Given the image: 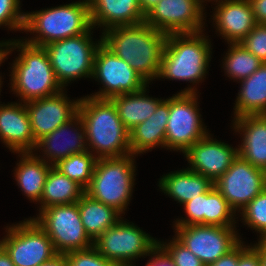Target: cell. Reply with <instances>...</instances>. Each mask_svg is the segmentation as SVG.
<instances>
[{"label": "cell", "instance_id": "1", "mask_svg": "<svg viewBox=\"0 0 266 266\" xmlns=\"http://www.w3.org/2000/svg\"><path fill=\"white\" fill-rule=\"evenodd\" d=\"M102 43L148 83L158 78L167 34L144 23L116 26L102 32Z\"/></svg>", "mask_w": 266, "mask_h": 266}, {"label": "cell", "instance_id": "2", "mask_svg": "<svg viewBox=\"0 0 266 266\" xmlns=\"http://www.w3.org/2000/svg\"><path fill=\"white\" fill-rule=\"evenodd\" d=\"M78 114L86 129V142L100 158H118L132 154L129 131L110 99L80 98Z\"/></svg>", "mask_w": 266, "mask_h": 266}, {"label": "cell", "instance_id": "3", "mask_svg": "<svg viewBox=\"0 0 266 266\" xmlns=\"http://www.w3.org/2000/svg\"><path fill=\"white\" fill-rule=\"evenodd\" d=\"M12 49H19L20 53L11 66L10 88L21 97L23 103L63 91L44 47L19 39L8 40L5 58Z\"/></svg>", "mask_w": 266, "mask_h": 266}, {"label": "cell", "instance_id": "4", "mask_svg": "<svg viewBox=\"0 0 266 266\" xmlns=\"http://www.w3.org/2000/svg\"><path fill=\"white\" fill-rule=\"evenodd\" d=\"M202 32L167 35L159 79L189 81L193 85L202 82L212 54L210 40Z\"/></svg>", "mask_w": 266, "mask_h": 266}, {"label": "cell", "instance_id": "5", "mask_svg": "<svg viewBox=\"0 0 266 266\" xmlns=\"http://www.w3.org/2000/svg\"><path fill=\"white\" fill-rule=\"evenodd\" d=\"M88 0L72 2L58 7L25 13L24 32L37 36L24 39L35 46L82 35L92 28Z\"/></svg>", "mask_w": 266, "mask_h": 266}, {"label": "cell", "instance_id": "6", "mask_svg": "<svg viewBox=\"0 0 266 266\" xmlns=\"http://www.w3.org/2000/svg\"><path fill=\"white\" fill-rule=\"evenodd\" d=\"M134 154L118 158L97 159L90 185L85 193L121 214L132 197L135 181Z\"/></svg>", "mask_w": 266, "mask_h": 266}, {"label": "cell", "instance_id": "7", "mask_svg": "<svg viewBox=\"0 0 266 266\" xmlns=\"http://www.w3.org/2000/svg\"><path fill=\"white\" fill-rule=\"evenodd\" d=\"M92 29L94 28L92 27L82 35L54 41L43 46L56 78L63 88L78 78H92L95 54L102 43V38L97 41L98 43L92 41Z\"/></svg>", "mask_w": 266, "mask_h": 266}, {"label": "cell", "instance_id": "8", "mask_svg": "<svg viewBox=\"0 0 266 266\" xmlns=\"http://www.w3.org/2000/svg\"><path fill=\"white\" fill-rule=\"evenodd\" d=\"M197 100V89L191 86L169 98L166 149L185 153L194 143L208 134L200 118Z\"/></svg>", "mask_w": 266, "mask_h": 266}, {"label": "cell", "instance_id": "9", "mask_svg": "<svg viewBox=\"0 0 266 266\" xmlns=\"http://www.w3.org/2000/svg\"><path fill=\"white\" fill-rule=\"evenodd\" d=\"M33 219L49 236L57 253L94 246L82 224L77 203L49 206Z\"/></svg>", "mask_w": 266, "mask_h": 266}, {"label": "cell", "instance_id": "10", "mask_svg": "<svg viewBox=\"0 0 266 266\" xmlns=\"http://www.w3.org/2000/svg\"><path fill=\"white\" fill-rule=\"evenodd\" d=\"M130 223L120 219L94 241L98 252L117 266H133L132 261L150 256L159 246V240Z\"/></svg>", "mask_w": 266, "mask_h": 266}, {"label": "cell", "instance_id": "11", "mask_svg": "<svg viewBox=\"0 0 266 266\" xmlns=\"http://www.w3.org/2000/svg\"><path fill=\"white\" fill-rule=\"evenodd\" d=\"M6 230L0 246L15 266H38L57 254L49 236L31 217Z\"/></svg>", "mask_w": 266, "mask_h": 266}, {"label": "cell", "instance_id": "12", "mask_svg": "<svg viewBox=\"0 0 266 266\" xmlns=\"http://www.w3.org/2000/svg\"><path fill=\"white\" fill-rule=\"evenodd\" d=\"M93 79L102 83L100 91L91 97L111 99L114 96L140 91L149 83L132 67L115 55L103 43L94 58Z\"/></svg>", "mask_w": 266, "mask_h": 266}, {"label": "cell", "instance_id": "13", "mask_svg": "<svg viewBox=\"0 0 266 266\" xmlns=\"http://www.w3.org/2000/svg\"><path fill=\"white\" fill-rule=\"evenodd\" d=\"M174 227L175 237L206 266L228 254L242 241L236 227L200 224Z\"/></svg>", "mask_w": 266, "mask_h": 266}, {"label": "cell", "instance_id": "14", "mask_svg": "<svg viewBox=\"0 0 266 266\" xmlns=\"http://www.w3.org/2000/svg\"><path fill=\"white\" fill-rule=\"evenodd\" d=\"M214 185L234 211L239 212L266 188L264 170L238 155Z\"/></svg>", "mask_w": 266, "mask_h": 266}, {"label": "cell", "instance_id": "15", "mask_svg": "<svg viewBox=\"0 0 266 266\" xmlns=\"http://www.w3.org/2000/svg\"><path fill=\"white\" fill-rule=\"evenodd\" d=\"M204 9L198 0H161L144 22L167 35L199 32L205 24Z\"/></svg>", "mask_w": 266, "mask_h": 266}, {"label": "cell", "instance_id": "16", "mask_svg": "<svg viewBox=\"0 0 266 266\" xmlns=\"http://www.w3.org/2000/svg\"><path fill=\"white\" fill-rule=\"evenodd\" d=\"M79 100H69L63 90L50 97L25 102L35 141L73 119L78 114Z\"/></svg>", "mask_w": 266, "mask_h": 266}, {"label": "cell", "instance_id": "17", "mask_svg": "<svg viewBox=\"0 0 266 266\" xmlns=\"http://www.w3.org/2000/svg\"><path fill=\"white\" fill-rule=\"evenodd\" d=\"M237 156L238 148L213 140L209 133L184 153V157L191 166L187 168L210 178L213 182L229 169Z\"/></svg>", "mask_w": 266, "mask_h": 266}, {"label": "cell", "instance_id": "18", "mask_svg": "<svg viewBox=\"0 0 266 266\" xmlns=\"http://www.w3.org/2000/svg\"><path fill=\"white\" fill-rule=\"evenodd\" d=\"M38 149L44 152L45 157L41 158L51 166L73 154L90 151L86 142V129L79 114L39 139L34 151Z\"/></svg>", "mask_w": 266, "mask_h": 266}, {"label": "cell", "instance_id": "19", "mask_svg": "<svg viewBox=\"0 0 266 266\" xmlns=\"http://www.w3.org/2000/svg\"><path fill=\"white\" fill-rule=\"evenodd\" d=\"M20 103L0 104V140L17 154L33 152L37 144L25 103Z\"/></svg>", "mask_w": 266, "mask_h": 266}, {"label": "cell", "instance_id": "20", "mask_svg": "<svg viewBox=\"0 0 266 266\" xmlns=\"http://www.w3.org/2000/svg\"><path fill=\"white\" fill-rule=\"evenodd\" d=\"M214 9L215 28L228 44L240 43L257 24L248 0H224Z\"/></svg>", "mask_w": 266, "mask_h": 266}, {"label": "cell", "instance_id": "21", "mask_svg": "<svg viewBox=\"0 0 266 266\" xmlns=\"http://www.w3.org/2000/svg\"><path fill=\"white\" fill-rule=\"evenodd\" d=\"M234 131L242 134L238 155L255 167L266 169V114L243 115L233 120Z\"/></svg>", "mask_w": 266, "mask_h": 266}, {"label": "cell", "instance_id": "22", "mask_svg": "<svg viewBox=\"0 0 266 266\" xmlns=\"http://www.w3.org/2000/svg\"><path fill=\"white\" fill-rule=\"evenodd\" d=\"M93 28L103 27V32L116 26L144 23L138 0H88Z\"/></svg>", "mask_w": 266, "mask_h": 266}, {"label": "cell", "instance_id": "23", "mask_svg": "<svg viewBox=\"0 0 266 266\" xmlns=\"http://www.w3.org/2000/svg\"><path fill=\"white\" fill-rule=\"evenodd\" d=\"M169 119V98L164 99L156 111L130 132V150L135 156L156 146L165 147L166 126Z\"/></svg>", "mask_w": 266, "mask_h": 266}, {"label": "cell", "instance_id": "24", "mask_svg": "<svg viewBox=\"0 0 266 266\" xmlns=\"http://www.w3.org/2000/svg\"><path fill=\"white\" fill-rule=\"evenodd\" d=\"M158 186L164 194L183 205L196 196L208 192L214 186V182L186 168L164 175L160 178Z\"/></svg>", "mask_w": 266, "mask_h": 266}, {"label": "cell", "instance_id": "25", "mask_svg": "<svg viewBox=\"0 0 266 266\" xmlns=\"http://www.w3.org/2000/svg\"><path fill=\"white\" fill-rule=\"evenodd\" d=\"M19 154L21 159L14 170L15 180L28 199L39 202L47 174L52 166L33 152Z\"/></svg>", "mask_w": 266, "mask_h": 266}, {"label": "cell", "instance_id": "26", "mask_svg": "<svg viewBox=\"0 0 266 266\" xmlns=\"http://www.w3.org/2000/svg\"><path fill=\"white\" fill-rule=\"evenodd\" d=\"M146 87L140 91L117 95L110 99L116 106L118 116L129 132L138 124L146 121L164 100L146 95Z\"/></svg>", "mask_w": 266, "mask_h": 266}, {"label": "cell", "instance_id": "27", "mask_svg": "<svg viewBox=\"0 0 266 266\" xmlns=\"http://www.w3.org/2000/svg\"><path fill=\"white\" fill-rule=\"evenodd\" d=\"M240 83L241 89L235 101L234 118L266 114V63Z\"/></svg>", "mask_w": 266, "mask_h": 266}, {"label": "cell", "instance_id": "28", "mask_svg": "<svg viewBox=\"0 0 266 266\" xmlns=\"http://www.w3.org/2000/svg\"><path fill=\"white\" fill-rule=\"evenodd\" d=\"M77 204L84 229L93 241L122 219V214L115 208L91 198L86 193Z\"/></svg>", "mask_w": 266, "mask_h": 266}, {"label": "cell", "instance_id": "29", "mask_svg": "<svg viewBox=\"0 0 266 266\" xmlns=\"http://www.w3.org/2000/svg\"><path fill=\"white\" fill-rule=\"evenodd\" d=\"M84 193L85 189L81 185L52 166L47 174L39 201L41 204L39 210L52 205L77 203Z\"/></svg>", "mask_w": 266, "mask_h": 266}, {"label": "cell", "instance_id": "30", "mask_svg": "<svg viewBox=\"0 0 266 266\" xmlns=\"http://www.w3.org/2000/svg\"><path fill=\"white\" fill-rule=\"evenodd\" d=\"M229 51L223 58L225 74L236 81H242L253 74L263 62L246 50L240 43H229Z\"/></svg>", "mask_w": 266, "mask_h": 266}, {"label": "cell", "instance_id": "31", "mask_svg": "<svg viewBox=\"0 0 266 266\" xmlns=\"http://www.w3.org/2000/svg\"><path fill=\"white\" fill-rule=\"evenodd\" d=\"M96 161L95 153L84 151L59 161L54 167L86 189L90 185Z\"/></svg>", "mask_w": 266, "mask_h": 266}, {"label": "cell", "instance_id": "32", "mask_svg": "<svg viewBox=\"0 0 266 266\" xmlns=\"http://www.w3.org/2000/svg\"><path fill=\"white\" fill-rule=\"evenodd\" d=\"M236 212L215 185L207 192V207L204 225L236 227ZM234 225V226H233Z\"/></svg>", "mask_w": 266, "mask_h": 266}, {"label": "cell", "instance_id": "33", "mask_svg": "<svg viewBox=\"0 0 266 266\" xmlns=\"http://www.w3.org/2000/svg\"><path fill=\"white\" fill-rule=\"evenodd\" d=\"M240 211L244 225L260 234L259 241H266V188Z\"/></svg>", "mask_w": 266, "mask_h": 266}, {"label": "cell", "instance_id": "34", "mask_svg": "<svg viewBox=\"0 0 266 266\" xmlns=\"http://www.w3.org/2000/svg\"><path fill=\"white\" fill-rule=\"evenodd\" d=\"M159 246L172 259L176 266H206L176 237L172 238L168 244L159 241Z\"/></svg>", "mask_w": 266, "mask_h": 266}, {"label": "cell", "instance_id": "35", "mask_svg": "<svg viewBox=\"0 0 266 266\" xmlns=\"http://www.w3.org/2000/svg\"><path fill=\"white\" fill-rule=\"evenodd\" d=\"M20 4V0H0V26L24 30L25 12L20 11Z\"/></svg>", "mask_w": 266, "mask_h": 266}, {"label": "cell", "instance_id": "36", "mask_svg": "<svg viewBox=\"0 0 266 266\" xmlns=\"http://www.w3.org/2000/svg\"><path fill=\"white\" fill-rule=\"evenodd\" d=\"M66 257L67 266H117L101 255L94 246L68 252Z\"/></svg>", "mask_w": 266, "mask_h": 266}, {"label": "cell", "instance_id": "37", "mask_svg": "<svg viewBox=\"0 0 266 266\" xmlns=\"http://www.w3.org/2000/svg\"><path fill=\"white\" fill-rule=\"evenodd\" d=\"M187 218L176 220L174 226L204 225L207 207V192L183 204Z\"/></svg>", "mask_w": 266, "mask_h": 266}, {"label": "cell", "instance_id": "38", "mask_svg": "<svg viewBox=\"0 0 266 266\" xmlns=\"http://www.w3.org/2000/svg\"><path fill=\"white\" fill-rule=\"evenodd\" d=\"M240 44L263 63H266V24L257 23Z\"/></svg>", "mask_w": 266, "mask_h": 266}, {"label": "cell", "instance_id": "39", "mask_svg": "<svg viewBox=\"0 0 266 266\" xmlns=\"http://www.w3.org/2000/svg\"><path fill=\"white\" fill-rule=\"evenodd\" d=\"M238 266H260L259 241L253 246L238 244Z\"/></svg>", "mask_w": 266, "mask_h": 266}, {"label": "cell", "instance_id": "40", "mask_svg": "<svg viewBox=\"0 0 266 266\" xmlns=\"http://www.w3.org/2000/svg\"><path fill=\"white\" fill-rule=\"evenodd\" d=\"M146 266H176L166 252L158 246L151 254Z\"/></svg>", "mask_w": 266, "mask_h": 266}, {"label": "cell", "instance_id": "41", "mask_svg": "<svg viewBox=\"0 0 266 266\" xmlns=\"http://www.w3.org/2000/svg\"><path fill=\"white\" fill-rule=\"evenodd\" d=\"M256 23L266 24V0H248Z\"/></svg>", "mask_w": 266, "mask_h": 266}, {"label": "cell", "instance_id": "42", "mask_svg": "<svg viewBox=\"0 0 266 266\" xmlns=\"http://www.w3.org/2000/svg\"><path fill=\"white\" fill-rule=\"evenodd\" d=\"M208 266H238V245L228 254L222 256Z\"/></svg>", "mask_w": 266, "mask_h": 266}, {"label": "cell", "instance_id": "43", "mask_svg": "<svg viewBox=\"0 0 266 266\" xmlns=\"http://www.w3.org/2000/svg\"><path fill=\"white\" fill-rule=\"evenodd\" d=\"M38 266H67L66 253H57L51 259L39 264Z\"/></svg>", "mask_w": 266, "mask_h": 266}, {"label": "cell", "instance_id": "44", "mask_svg": "<svg viewBox=\"0 0 266 266\" xmlns=\"http://www.w3.org/2000/svg\"><path fill=\"white\" fill-rule=\"evenodd\" d=\"M142 13L146 16L161 0H138Z\"/></svg>", "mask_w": 266, "mask_h": 266}, {"label": "cell", "instance_id": "45", "mask_svg": "<svg viewBox=\"0 0 266 266\" xmlns=\"http://www.w3.org/2000/svg\"><path fill=\"white\" fill-rule=\"evenodd\" d=\"M0 266H15L7 252L0 246Z\"/></svg>", "mask_w": 266, "mask_h": 266}, {"label": "cell", "instance_id": "46", "mask_svg": "<svg viewBox=\"0 0 266 266\" xmlns=\"http://www.w3.org/2000/svg\"><path fill=\"white\" fill-rule=\"evenodd\" d=\"M260 266H266V241H259Z\"/></svg>", "mask_w": 266, "mask_h": 266}, {"label": "cell", "instance_id": "47", "mask_svg": "<svg viewBox=\"0 0 266 266\" xmlns=\"http://www.w3.org/2000/svg\"><path fill=\"white\" fill-rule=\"evenodd\" d=\"M2 47V48H1ZM5 47V48H4ZM7 47H8V40L5 41V42H1L0 41V66L1 64L5 61V54H6V50H7ZM4 48V49H3ZM4 60V61H3ZM1 77V76H0Z\"/></svg>", "mask_w": 266, "mask_h": 266}, {"label": "cell", "instance_id": "48", "mask_svg": "<svg viewBox=\"0 0 266 266\" xmlns=\"http://www.w3.org/2000/svg\"><path fill=\"white\" fill-rule=\"evenodd\" d=\"M206 0H198V2L202 5V6H204L203 5V3L205 2ZM208 1V0H207ZM209 1H211V0H209ZM213 1H215V2H222V1H224V0H213Z\"/></svg>", "mask_w": 266, "mask_h": 266}, {"label": "cell", "instance_id": "49", "mask_svg": "<svg viewBox=\"0 0 266 266\" xmlns=\"http://www.w3.org/2000/svg\"><path fill=\"white\" fill-rule=\"evenodd\" d=\"M264 176H265V185H266V169L264 170Z\"/></svg>", "mask_w": 266, "mask_h": 266}, {"label": "cell", "instance_id": "50", "mask_svg": "<svg viewBox=\"0 0 266 266\" xmlns=\"http://www.w3.org/2000/svg\"><path fill=\"white\" fill-rule=\"evenodd\" d=\"M2 85V78L0 77V90H1V86Z\"/></svg>", "mask_w": 266, "mask_h": 266}]
</instances>
